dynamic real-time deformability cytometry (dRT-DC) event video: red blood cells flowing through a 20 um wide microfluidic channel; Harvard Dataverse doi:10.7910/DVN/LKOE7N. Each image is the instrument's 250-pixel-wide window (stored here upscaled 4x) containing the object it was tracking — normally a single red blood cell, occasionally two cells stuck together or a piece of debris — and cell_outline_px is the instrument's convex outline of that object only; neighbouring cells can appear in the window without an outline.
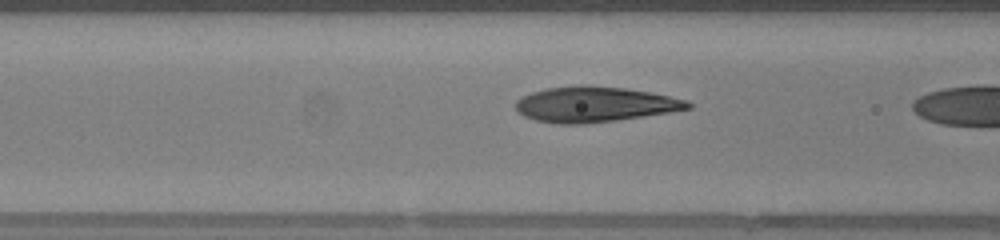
{"species": "human", "species_latin": "Homo sapiens", "temperature_condition": "warm", "stored_images_in_passage": 5, "camera_frame_rate_fps": 3000, "um_per_image_px": 0.085, "donor": {"sex": "female"}, "frame": {"image": 1, "passage_image": 4, "time_ms": 1.0, "image_size_px": [1000, 240], "cell_outline_px": [[692, 108], [668, 112], [616, 120], [584, 124], [556, 124], [536, 120], [524, 116], [516, 112], [516, 100], [520, 96], [532, 92], [548, 88], [584, 84], [588, 84], [624, 88], [648, 92], [688, 100], [692, 104]], "centroid_in_image_um": [50.5, 8.86], "position_along_channel_um": 116.1, "area_um2": 35.55}}